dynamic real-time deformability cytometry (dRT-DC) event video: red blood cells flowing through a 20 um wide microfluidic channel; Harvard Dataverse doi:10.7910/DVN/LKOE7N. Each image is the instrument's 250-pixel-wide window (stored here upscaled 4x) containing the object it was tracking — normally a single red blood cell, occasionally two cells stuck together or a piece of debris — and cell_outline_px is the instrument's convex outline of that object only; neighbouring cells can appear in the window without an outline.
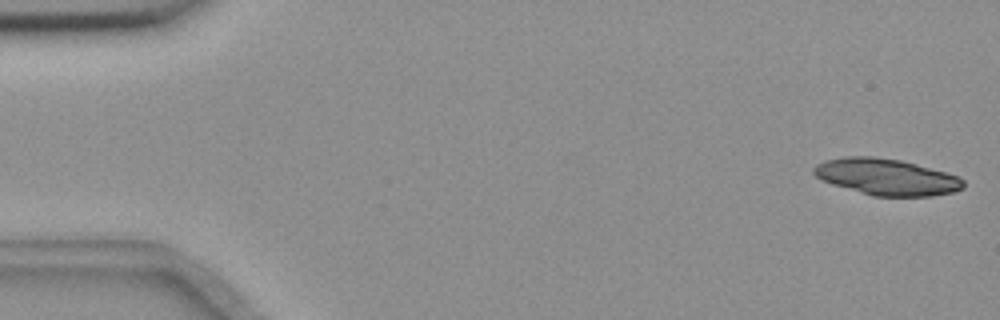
{"species": "common noctule bat (a hibernating species)", "species_latin": "Nyctalus noctula", "temperature_condition": "room temperature", "stored_images_in_passage": 41, "camera_frame_rate_fps": 3000, "um_per_image_px": 0.085, "animal": {"sex": "female", "body_mass_g": 18.4}, "frame": {"image": 1, "passage_image": 1, "time_ms": 0.0, "image_size_px": [1000, 320], "cell_outline_px": [[964, 188], [952, 192], [932, 196], [872, 196], [832, 184], [820, 180], [812, 172], [812, 168], [816, 164], [824, 160], [844, 156], [872, 156], [900, 160], [916, 164], [960, 176], [964, 180]], "centroid_in_image_um": [75.33, 15.03], "position_along_channel_um": 9.7, "area_um2": 31.91}}
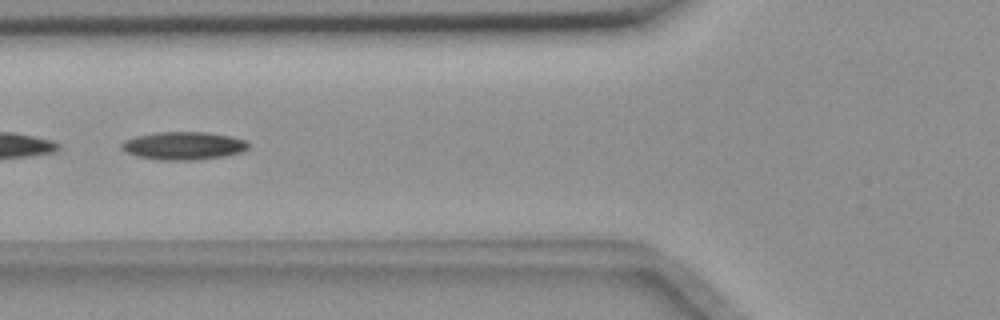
{"frame": {"image": 2, "passage_image": 21, "time_ms": 6.667, "image_size_px": [1000, 320], "cell_outline_px": [[248, 148], [240, 152], [224, 156], [196, 160], [160, 160], [136, 156], [124, 152], [120, 148], [120, 144], [124, 140], [136, 136], [156, 132], [208, 132], [232, 136], [244, 140], [248, 144]], "centroid_in_image_um": [15.55, 12.39], "position_along_channel_um": 110.3, "area_um2": 20.81}}
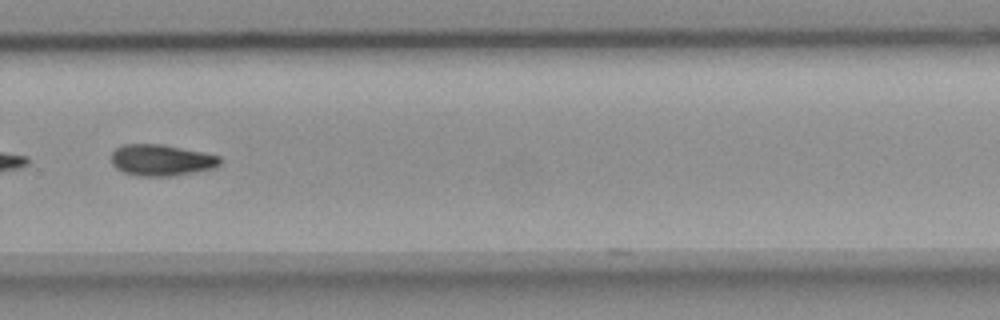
{"frame": {"image": 3, "passage_image": 38, "time_ms": 12.333, "image_size_px": [1000, 320], "cell_outline_px": [[220, 164], [212, 168], [172, 176], [140, 176], [124, 172], [116, 168], [112, 164], [112, 152], [116, 148], [124, 144], [160, 144], [220, 156]], "centroid_in_image_um": [13.67, 13.61], "position_along_channel_um": 316.1, "area_um2": 19.48}}